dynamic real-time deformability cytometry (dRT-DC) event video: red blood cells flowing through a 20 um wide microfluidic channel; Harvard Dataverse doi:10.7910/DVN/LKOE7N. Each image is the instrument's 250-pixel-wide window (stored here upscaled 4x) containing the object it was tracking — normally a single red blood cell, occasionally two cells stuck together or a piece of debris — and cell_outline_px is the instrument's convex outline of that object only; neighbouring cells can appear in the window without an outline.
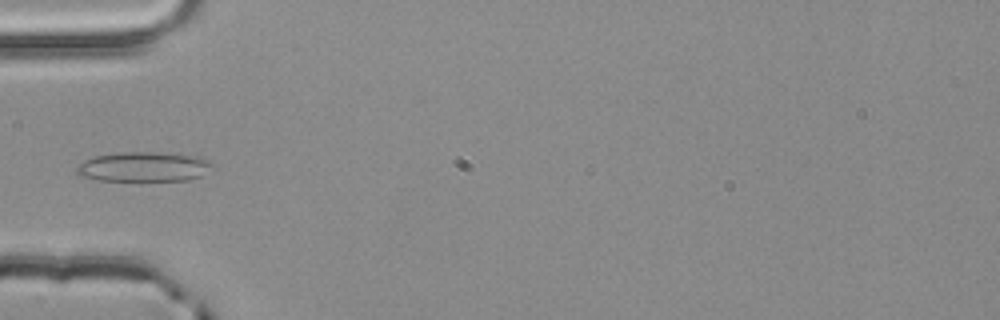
{"species": "common noctule bat (a hibernating species)", "species_latin": "Nyctalus noctula", "temperature_condition": "room temperature", "stored_images_in_passage": 4, "camera_frame_rate_fps": 3000, "um_per_image_px": 0.085, "animal": {"sex": "male", "body_mass_g": 20.4}, "frame": {"image": 1, "passage_image": 4, "time_ms": 1.0, "image_size_px": [1000, 320], "cell_outline_px": [[216, 164], [212, 168], [200, 176], [188, 180], [96, 180], [80, 176], [76, 172], [76, 168], [84, 160], [92, 156], [116, 152], [152, 152], [196, 156], [212, 160]], "centroid_in_image_um": [12.22, 14.16], "position_along_channel_um": 72.8, "area_um2": 23.64}}